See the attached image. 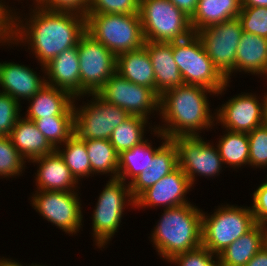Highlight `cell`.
Segmentation results:
<instances>
[{
  "label": "cell",
  "mask_w": 267,
  "mask_h": 266,
  "mask_svg": "<svg viewBox=\"0 0 267 266\" xmlns=\"http://www.w3.org/2000/svg\"><path fill=\"white\" fill-rule=\"evenodd\" d=\"M37 8L25 25L14 18L13 41L30 42L31 50L44 67L62 51L77 46L86 32V17L72 12L46 10L39 5Z\"/></svg>",
  "instance_id": "1"
},
{
  "label": "cell",
  "mask_w": 267,
  "mask_h": 266,
  "mask_svg": "<svg viewBox=\"0 0 267 266\" xmlns=\"http://www.w3.org/2000/svg\"><path fill=\"white\" fill-rule=\"evenodd\" d=\"M213 93L198 85L169 89L160 96L159 112L167 126L156 127L168 139L177 136H199L198 130L210 128L214 123L210 115L207 94Z\"/></svg>",
  "instance_id": "2"
},
{
  "label": "cell",
  "mask_w": 267,
  "mask_h": 266,
  "mask_svg": "<svg viewBox=\"0 0 267 266\" xmlns=\"http://www.w3.org/2000/svg\"><path fill=\"white\" fill-rule=\"evenodd\" d=\"M202 212L192 204L166 208L152 233L158 253L165 260L202 245Z\"/></svg>",
  "instance_id": "3"
},
{
  "label": "cell",
  "mask_w": 267,
  "mask_h": 266,
  "mask_svg": "<svg viewBox=\"0 0 267 266\" xmlns=\"http://www.w3.org/2000/svg\"><path fill=\"white\" fill-rule=\"evenodd\" d=\"M86 32L116 56L145 44L139 13H87Z\"/></svg>",
  "instance_id": "4"
},
{
  "label": "cell",
  "mask_w": 267,
  "mask_h": 266,
  "mask_svg": "<svg viewBox=\"0 0 267 266\" xmlns=\"http://www.w3.org/2000/svg\"><path fill=\"white\" fill-rule=\"evenodd\" d=\"M139 15L145 42L171 43L193 34L190 17L170 0H140Z\"/></svg>",
  "instance_id": "5"
},
{
  "label": "cell",
  "mask_w": 267,
  "mask_h": 266,
  "mask_svg": "<svg viewBox=\"0 0 267 266\" xmlns=\"http://www.w3.org/2000/svg\"><path fill=\"white\" fill-rule=\"evenodd\" d=\"M172 54L184 84L202 86L216 94L228 87L227 79L214 66L195 33L172 42Z\"/></svg>",
  "instance_id": "6"
},
{
  "label": "cell",
  "mask_w": 267,
  "mask_h": 266,
  "mask_svg": "<svg viewBox=\"0 0 267 266\" xmlns=\"http://www.w3.org/2000/svg\"><path fill=\"white\" fill-rule=\"evenodd\" d=\"M209 217V218H208ZM256 224L250 207H219L214 214H202V245L218 256Z\"/></svg>",
  "instance_id": "7"
},
{
  "label": "cell",
  "mask_w": 267,
  "mask_h": 266,
  "mask_svg": "<svg viewBox=\"0 0 267 266\" xmlns=\"http://www.w3.org/2000/svg\"><path fill=\"white\" fill-rule=\"evenodd\" d=\"M80 96L97 93L116 72L117 56L85 32L77 44Z\"/></svg>",
  "instance_id": "8"
},
{
  "label": "cell",
  "mask_w": 267,
  "mask_h": 266,
  "mask_svg": "<svg viewBox=\"0 0 267 266\" xmlns=\"http://www.w3.org/2000/svg\"><path fill=\"white\" fill-rule=\"evenodd\" d=\"M125 184L126 182L121 179L111 178L98 198L93 213L92 230H94L93 237L99 248L105 246V243L117 232L126 200L128 199V203L131 202L129 204L135 207L129 184H126L127 186Z\"/></svg>",
  "instance_id": "9"
},
{
  "label": "cell",
  "mask_w": 267,
  "mask_h": 266,
  "mask_svg": "<svg viewBox=\"0 0 267 266\" xmlns=\"http://www.w3.org/2000/svg\"><path fill=\"white\" fill-rule=\"evenodd\" d=\"M242 33V24L238 18L195 32L208 57L228 83L231 72L235 71L236 50Z\"/></svg>",
  "instance_id": "10"
},
{
  "label": "cell",
  "mask_w": 267,
  "mask_h": 266,
  "mask_svg": "<svg viewBox=\"0 0 267 266\" xmlns=\"http://www.w3.org/2000/svg\"><path fill=\"white\" fill-rule=\"evenodd\" d=\"M92 104L76 108L74 104V134L81 140L108 139L113 130L130 115L122 108L103 100L97 93Z\"/></svg>",
  "instance_id": "11"
},
{
  "label": "cell",
  "mask_w": 267,
  "mask_h": 266,
  "mask_svg": "<svg viewBox=\"0 0 267 266\" xmlns=\"http://www.w3.org/2000/svg\"><path fill=\"white\" fill-rule=\"evenodd\" d=\"M97 94L108 103L122 108L129 115L148 119V113L159 110L160 96L153 89L137 85L117 72Z\"/></svg>",
  "instance_id": "12"
},
{
  "label": "cell",
  "mask_w": 267,
  "mask_h": 266,
  "mask_svg": "<svg viewBox=\"0 0 267 266\" xmlns=\"http://www.w3.org/2000/svg\"><path fill=\"white\" fill-rule=\"evenodd\" d=\"M171 140L177 147L178 167L187 175L191 185L196 173L213 177L220 172L223 161L218 148L200 136H177Z\"/></svg>",
  "instance_id": "13"
},
{
  "label": "cell",
  "mask_w": 267,
  "mask_h": 266,
  "mask_svg": "<svg viewBox=\"0 0 267 266\" xmlns=\"http://www.w3.org/2000/svg\"><path fill=\"white\" fill-rule=\"evenodd\" d=\"M77 195L75 191H37L31 202L49 222L68 234H75L81 228L83 218Z\"/></svg>",
  "instance_id": "14"
},
{
  "label": "cell",
  "mask_w": 267,
  "mask_h": 266,
  "mask_svg": "<svg viewBox=\"0 0 267 266\" xmlns=\"http://www.w3.org/2000/svg\"><path fill=\"white\" fill-rule=\"evenodd\" d=\"M263 99L259 103L252 94L238 95L217 110L216 118L226 131L248 133L267 122V95Z\"/></svg>",
  "instance_id": "15"
},
{
  "label": "cell",
  "mask_w": 267,
  "mask_h": 266,
  "mask_svg": "<svg viewBox=\"0 0 267 266\" xmlns=\"http://www.w3.org/2000/svg\"><path fill=\"white\" fill-rule=\"evenodd\" d=\"M192 187L187 175L180 167L147 188L135 199V207L166 206L172 208L189 204L184 198ZM159 204V205H158Z\"/></svg>",
  "instance_id": "16"
},
{
  "label": "cell",
  "mask_w": 267,
  "mask_h": 266,
  "mask_svg": "<svg viewBox=\"0 0 267 266\" xmlns=\"http://www.w3.org/2000/svg\"><path fill=\"white\" fill-rule=\"evenodd\" d=\"M156 130L155 128L153 132L156 134L158 133V136L160 135L159 137L165 141L158 147L156 154L152 161H149L146 169L128 183L134 200L143 191L156 184L160 179L170 174L178 167L177 147L175 143L160 131Z\"/></svg>",
  "instance_id": "17"
},
{
  "label": "cell",
  "mask_w": 267,
  "mask_h": 266,
  "mask_svg": "<svg viewBox=\"0 0 267 266\" xmlns=\"http://www.w3.org/2000/svg\"><path fill=\"white\" fill-rule=\"evenodd\" d=\"M47 85L67 91L73 98H80V63L77 46L62 51L44 65Z\"/></svg>",
  "instance_id": "18"
},
{
  "label": "cell",
  "mask_w": 267,
  "mask_h": 266,
  "mask_svg": "<svg viewBox=\"0 0 267 266\" xmlns=\"http://www.w3.org/2000/svg\"><path fill=\"white\" fill-rule=\"evenodd\" d=\"M39 78L36 72L24 65L0 63V86L2 93L13 97L18 103L19 99H31L37 92L45 87L48 80Z\"/></svg>",
  "instance_id": "19"
},
{
  "label": "cell",
  "mask_w": 267,
  "mask_h": 266,
  "mask_svg": "<svg viewBox=\"0 0 267 266\" xmlns=\"http://www.w3.org/2000/svg\"><path fill=\"white\" fill-rule=\"evenodd\" d=\"M155 74V92L161 96L169 89L184 85L181 73L174 61L172 42H145Z\"/></svg>",
  "instance_id": "20"
},
{
  "label": "cell",
  "mask_w": 267,
  "mask_h": 266,
  "mask_svg": "<svg viewBox=\"0 0 267 266\" xmlns=\"http://www.w3.org/2000/svg\"><path fill=\"white\" fill-rule=\"evenodd\" d=\"M39 164L36 182L39 191H74L78 182L72 176L64 159L55 150L53 153L32 160ZM71 188V189H70Z\"/></svg>",
  "instance_id": "21"
},
{
  "label": "cell",
  "mask_w": 267,
  "mask_h": 266,
  "mask_svg": "<svg viewBox=\"0 0 267 266\" xmlns=\"http://www.w3.org/2000/svg\"><path fill=\"white\" fill-rule=\"evenodd\" d=\"M74 100L67 91L45 85L30 99L25 118L34 121L52 116H74Z\"/></svg>",
  "instance_id": "22"
},
{
  "label": "cell",
  "mask_w": 267,
  "mask_h": 266,
  "mask_svg": "<svg viewBox=\"0 0 267 266\" xmlns=\"http://www.w3.org/2000/svg\"><path fill=\"white\" fill-rule=\"evenodd\" d=\"M9 137L13 146L25 160L32 161L55 151L34 121L27 118L21 119V116L16 121Z\"/></svg>",
  "instance_id": "23"
},
{
  "label": "cell",
  "mask_w": 267,
  "mask_h": 266,
  "mask_svg": "<svg viewBox=\"0 0 267 266\" xmlns=\"http://www.w3.org/2000/svg\"><path fill=\"white\" fill-rule=\"evenodd\" d=\"M266 229L265 225L256 223L216 257L218 266H245L265 245Z\"/></svg>",
  "instance_id": "24"
},
{
  "label": "cell",
  "mask_w": 267,
  "mask_h": 266,
  "mask_svg": "<svg viewBox=\"0 0 267 266\" xmlns=\"http://www.w3.org/2000/svg\"><path fill=\"white\" fill-rule=\"evenodd\" d=\"M235 70L267 76V38L243 32L236 50Z\"/></svg>",
  "instance_id": "25"
},
{
  "label": "cell",
  "mask_w": 267,
  "mask_h": 266,
  "mask_svg": "<svg viewBox=\"0 0 267 266\" xmlns=\"http://www.w3.org/2000/svg\"><path fill=\"white\" fill-rule=\"evenodd\" d=\"M116 72L127 80L155 91V74L148 51L143 46L117 56Z\"/></svg>",
  "instance_id": "26"
},
{
  "label": "cell",
  "mask_w": 267,
  "mask_h": 266,
  "mask_svg": "<svg viewBox=\"0 0 267 266\" xmlns=\"http://www.w3.org/2000/svg\"><path fill=\"white\" fill-rule=\"evenodd\" d=\"M241 0H198L190 17L193 33L213 24L238 18Z\"/></svg>",
  "instance_id": "27"
},
{
  "label": "cell",
  "mask_w": 267,
  "mask_h": 266,
  "mask_svg": "<svg viewBox=\"0 0 267 266\" xmlns=\"http://www.w3.org/2000/svg\"><path fill=\"white\" fill-rule=\"evenodd\" d=\"M91 173H112V179L118 176L119 154L108 139L85 140Z\"/></svg>",
  "instance_id": "28"
},
{
  "label": "cell",
  "mask_w": 267,
  "mask_h": 266,
  "mask_svg": "<svg viewBox=\"0 0 267 266\" xmlns=\"http://www.w3.org/2000/svg\"><path fill=\"white\" fill-rule=\"evenodd\" d=\"M148 140L135 145L132 149L119 154L118 179L125 182L126 177H132L131 181L146 169L149 161H152L157 149H153Z\"/></svg>",
  "instance_id": "29"
},
{
  "label": "cell",
  "mask_w": 267,
  "mask_h": 266,
  "mask_svg": "<svg viewBox=\"0 0 267 266\" xmlns=\"http://www.w3.org/2000/svg\"><path fill=\"white\" fill-rule=\"evenodd\" d=\"M227 132L217 145L223 163L235 168L249 164L248 133L229 130Z\"/></svg>",
  "instance_id": "30"
},
{
  "label": "cell",
  "mask_w": 267,
  "mask_h": 266,
  "mask_svg": "<svg viewBox=\"0 0 267 266\" xmlns=\"http://www.w3.org/2000/svg\"><path fill=\"white\" fill-rule=\"evenodd\" d=\"M146 123V118L130 115L113 130L109 141L118 154L132 149L135 145L144 141L143 136Z\"/></svg>",
  "instance_id": "31"
},
{
  "label": "cell",
  "mask_w": 267,
  "mask_h": 266,
  "mask_svg": "<svg viewBox=\"0 0 267 266\" xmlns=\"http://www.w3.org/2000/svg\"><path fill=\"white\" fill-rule=\"evenodd\" d=\"M65 149L56 150L64 159L66 166L69 168L72 176L78 182L80 177L91 174L90 159L88 158L85 140L79 139L73 134L65 143Z\"/></svg>",
  "instance_id": "32"
},
{
  "label": "cell",
  "mask_w": 267,
  "mask_h": 266,
  "mask_svg": "<svg viewBox=\"0 0 267 266\" xmlns=\"http://www.w3.org/2000/svg\"><path fill=\"white\" fill-rule=\"evenodd\" d=\"M34 123L55 150L74 134V116L39 118Z\"/></svg>",
  "instance_id": "33"
},
{
  "label": "cell",
  "mask_w": 267,
  "mask_h": 266,
  "mask_svg": "<svg viewBox=\"0 0 267 266\" xmlns=\"http://www.w3.org/2000/svg\"><path fill=\"white\" fill-rule=\"evenodd\" d=\"M24 158L13 146L9 136H0V176L11 177L22 173Z\"/></svg>",
  "instance_id": "34"
},
{
  "label": "cell",
  "mask_w": 267,
  "mask_h": 266,
  "mask_svg": "<svg viewBox=\"0 0 267 266\" xmlns=\"http://www.w3.org/2000/svg\"><path fill=\"white\" fill-rule=\"evenodd\" d=\"M238 19L243 32L267 38V7H241Z\"/></svg>",
  "instance_id": "35"
},
{
  "label": "cell",
  "mask_w": 267,
  "mask_h": 266,
  "mask_svg": "<svg viewBox=\"0 0 267 266\" xmlns=\"http://www.w3.org/2000/svg\"><path fill=\"white\" fill-rule=\"evenodd\" d=\"M249 165L267 166V122L248 132Z\"/></svg>",
  "instance_id": "36"
},
{
  "label": "cell",
  "mask_w": 267,
  "mask_h": 266,
  "mask_svg": "<svg viewBox=\"0 0 267 266\" xmlns=\"http://www.w3.org/2000/svg\"><path fill=\"white\" fill-rule=\"evenodd\" d=\"M140 0H89L87 13L134 14L139 13Z\"/></svg>",
  "instance_id": "37"
},
{
  "label": "cell",
  "mask_w": 267,
  "mask_h": 266,
  "mask_svg": "<svg viewBox=\"0 0 267 266\" xmlns=\"http://www.w3.org/2000/svg\"><path fill=\"white\" fill-rule=\"evenodd\" d=\"M20 103L0 92V136H9L20 117Z\"/></svg>",
  "instance_id": "38"
},
{
  "label": "cell",
  "mask_w": 267,
  "mask_h": 266,
  "mask_svg": "<svg viewBox=\"0 0 267 266\" xmlns=\"http://www.w3.org/2000/svg\"><path fill=\"white\" fill-rule=\"evenodd\" d=\"M211 251L201 245L198 248L175 255L169 262L179 264L178 266H218Z\"/></svg>",
  "instance_id": "39"
},
{
  "label": "cell",
  "mask_w": 267,
  "mask_h": 266,
  "mask_svg": "<svg viewBox=\"0 0 267 266\" xmlns=\"http://www.w3.org/2000/svg\"><path fill=\"white\" fill-rule=\"evenodd\" d=\"M37 5L50 11L87 15L89 0H41Z\"/></svg>",
  "instance_id": "40"
},
{
  "label": "cell",
  "mask_w": 267,
  "mask_h": 266,
  "mask_svg": "<svg viewBox=\"0 0 267 266\" xmlns=\"http://www.w3.org/2000/svg\"><path fill=\"white\" fill-rule=\"evenodd\" d=\"M252 207L255 222L267 226V182L261 184L253 193Z\"/></svg>",
  "instance_id": "41"
},
{
  "label": "cell",
  "mask_w": 267,
  "mask_h": 266,
  "mask_svg": "<svg viewBox=\"0 0 267 266\" xmlns=\"http://www.w3.org/2000/svg\"><path fill=\"white\" fill-rule=\"evenodd\" d=\"M2 4L0 1V43H11L10 41L14 40V18L17 15L13 16L11 10H7Z\"/></svg>",
  "instance_id": "42"
},
{
  "label": "cell",
  "mask_w": 267,
  "mask_h": 266,
  "mask_svg": "<svg viewBox=\"0 0 267 266\" xmlns=\"http://www.w3.org/2000/svg\"><path fill=\"white\" fill-rule=\"evenodd\" d=\"M177 8L191 17L195 12L198 0H170Z\"/></svg>",
  "instance_id": "43"
},
{
  "label": "cell",
  "mask_w": 267,
  "mask_h": 266,
  "mask_svg": "<svg viewBox=\"0 0 267 266\" xmlns=\"http://www.w3.org/2000/svg\"><path fill=\"white\" fill-rule=\"evenodd\" d=\"M245 266H267V247L264 245Z\"/></svg>",
  "instance_id": "44"
},
{
  "label": "cell",
  "mask_w": 267,
  "mask_h": 266,
  "mask_svg": "<svg viewBox=\"0 0 267 266\" xmlns=\"http://www.w3.org/2000/svg\"><path fill=\"white\" fill-rule=\"evenodd\" d=\"M241 7H267V0H241Z\"/></svg>",
  "instance_id": "45"
},
{
  "label": "cell",
  "mask_w": 267,
  "mask_h": 266,
  "mask_svg": "<svg viewBox=\"0 0 267 266\" xmlns=\"http://www.w3.org/2000/svg\"><path fill=\"white\" fill-rule=\"evenodd\" d=\"M9 259H1L0 260V266H22L21 264L17 263L14 260H9ZM13 261V262H12ZM31 266H34L33 264Z\"/></svg>",
  "instance_id": "46"
},
{
  "label": "cell",
  "mask_w": 267,
  "mask_h": 266,
  "mask_svg": "<svg viewBox=\"0 0 267 266\" xmlns=\"http://www.w3.org/2000/svg\"><path fill=\"white\" fill-rule=\"evenodd\" d=\"M265 246L267 247V230H266V233H265Z\"/></svg>",
  "instance_id": "47"
}]
</instances>
